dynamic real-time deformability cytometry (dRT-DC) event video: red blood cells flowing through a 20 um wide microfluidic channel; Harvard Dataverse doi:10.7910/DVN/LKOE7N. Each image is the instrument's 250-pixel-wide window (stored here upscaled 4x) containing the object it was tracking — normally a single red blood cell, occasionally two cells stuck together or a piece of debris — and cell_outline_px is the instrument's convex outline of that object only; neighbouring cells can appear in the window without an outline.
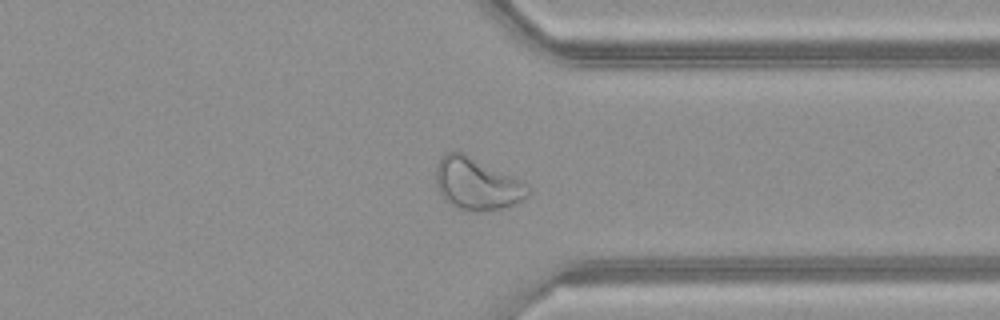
{"species": "common noctule bat (a hibernating species)", "species_latin": "Nyctalus noctula", "temperature_condition": "warm", "stored_images_in_passage": 38, "camera_frame_rate_fps": 3000, "um_per_image_px": 0.085, "animal": {"sex": "female", "body_mass_g": 21.9}, "frame": {"image": 1, "passage_image": 27, "time_ms": 8.667, "image_size_px": [1000, 320], "cell_outline_px": [[532, 192], [524, 200], [504, 208], [484, 212], [476, 212], [460, 208], [452, 204], [440, 192], [436, 184], [436, 168], [444, 152], [460, 152], [520, 180], [532, 188]], "centroid_in_image_um": [40.58, 15.66], "position_along_channel_um": 370.8, "area_um2": 27.46}, "authors_computed_cell_mechanics": {"area_um2": 26.9637, "velocity_mm_per_s": 4.1367, "shape_relaxation_time_tau1_ms": null, "shape_relaxation_time_tau2_ms": 1.1118, "deformation_change_tau1": null, "deformation_change_tau2": 0.0776}}